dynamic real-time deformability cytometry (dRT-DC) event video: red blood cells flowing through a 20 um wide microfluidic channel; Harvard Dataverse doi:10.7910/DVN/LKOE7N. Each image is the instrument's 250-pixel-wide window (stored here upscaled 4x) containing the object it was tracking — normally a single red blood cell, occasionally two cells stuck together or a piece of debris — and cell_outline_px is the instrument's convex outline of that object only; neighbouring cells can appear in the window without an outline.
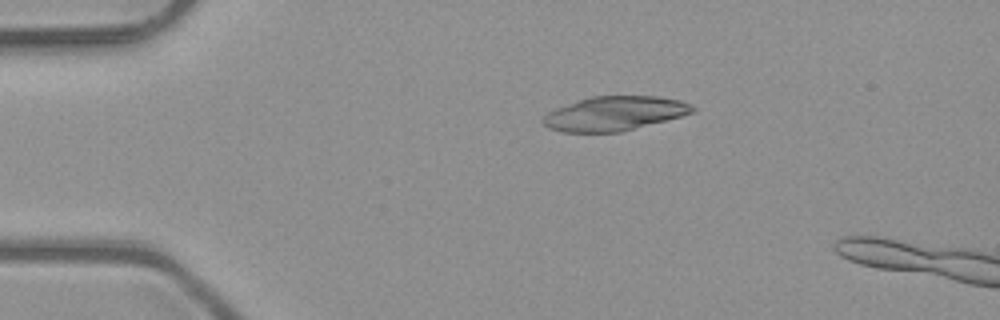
{"species": "common noctule bat (a hibernating species)", "species_latin": "Nyctalus noctula", "temperature_condition": "room temperature", "stored_images_in_passage": 3, "camera_frame_rate_fps": 3000, "um_per_image_px": 0.085, "animal": {"sex": "male", "body_mass_g": 23.1, "forearm_length_mm": 52.7}, "frame": {"image": 1, "passage_image": 1, "time_ms": 0.0, "image_size_px": [1000, 320], "cell_outline_px": [[696, 112], [620, 132], [564, 132], [548, 128], [540, 120], [548, 112], [556, 108], [592, 96], [656, 96], [680, 100], [696, 108]], "centroid_in_image_um": [52.22, 9.65], "position_along_channel_um": 32.8, "area_um2": 29.59}}